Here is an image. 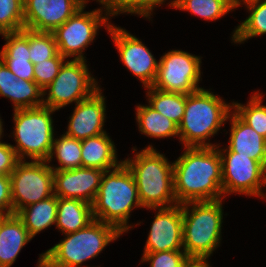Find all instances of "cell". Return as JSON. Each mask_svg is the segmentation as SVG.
Masks as SVG:
<instances>
[{
	"label": "cell",
	"instance_id": "cell-1",
	"mask_svg": "<svg viewBox=\"0 0 266 267\" xmlns=\"http://www.w3.org/2000/svg\"><path fill=\"white\" fill-rule=\"evenodd\" d=\"M173 162L174 192L178 204L224 199L222 161L215 147H183Z\"/></svg>",
	"mask_w": 266,
	"mask_h": 267
},
{
	"label": "cell",
	"instance_id": "cell-2",
	"mask_svg": "<svg viewBox=\"0 0 266 267\" xmlns=\"http://www.w3.org/2000/svg\"><path fill=\"white\" fill-rule=\"evenodd\" d=\"M132 150L134 156H128L123 162L134 176L142 207L149 210L178 204L174 192L173 163L152 144L139 152L135 147Z\"/></svg>",
	"mask_w": 266,
	"mask_h": 267
},
{
	"label": "cell",
	"instance_id": "cell-3",
	"mask_svg": "<svg viewBox=\"0 0 266 267\" xmlns=\"http://www.w3.org/2000/svg\"><path fill=\"white\" fill-rule=\"evenodd\" d=\"M211 89H198L187 94L183 118L178 125L179 142L183 147H215L210 138L225 127L233 103H227Z\"/></svg>",
	"mask_w": 266,
	"mask_h": 267
},
{
	"label": "cell",
	"instance_id": "cell-4",
	"mask_svg": "<svg viewBox=\"0 0 266 267\" xmlns=\"http://www.w3.org/2000/svg\"><path fill=\"white\" fill-rule=\"evenodd\" d=\"M134 208H143L131 170L122 162L118 167L104 171L94 202L95 220L115 226L122 234L131 230L129 218Z\"/></svg>",
	"mask_w": 266,
	"mask_h": 267
},
{
	"label": "cell",
	"instance_id": "cell-5",
	"mask_svg": "<svg viewBox=\"0 0 266 267\" xmlns=\"http://www.w3.org/2000/svg\"><path fill=\"white\" fill-rule=\"evenodd\" d=\"M182 204L183 250L189 258H209L222 241L223 201Z\"/></svg>",
	"mask_w": 266,
	"mask_h": 267
},
{
	"label": "cell",
	"instance_id": "cell-6",
	"mask_svg": "<svg viewBox=\"0 0 266 267\" xmlns=\"http://www.w3.org/2000/svg\"><path fill=\"white\" fill-rule=\"evenodd\" d=\"M121 235L115 226L94 219L85 228L64 234L63 240L46 250L43 256L58 267H84V262L99 256Z\"/></svg>",
	"mask_w": 266,
	"mask_h": 267
},
{
	"label": "cell",
	"instance_id": "cell-7",
	"mask_svg": "<svg viewBox=\"0 0 266 267\" xmlns=\"http://www.w3.org/2000/svg\"><path fill=\"white\" fill-rule=\"evenodd\" d=\"M46 106L17 109L13 112V149L19 160L47 161L54 141L53 115Z\"/></svg>",
	"mask_w": 266,
	"mask_h": 267
},
{
	"label": "cell",
	"instance_id": "cell-8",
	"mask_svg": "<svg viewBox=\"0 0 266 267\" xmlns=\"http://www.w3.org/2000/svg\"><path fill=\"white\" fill-rule=\"evenodd\" d=\"M85 3L66 22L52 33L57 44L58 53L73 60H86L85 50L95 40L99 29L103 26L109 29L111 17L99 8L84 11Z\"/></svg>",
	"mask_w": 266,
	"mask_h": 267
},
{
	"label": "cell",
	"instance_id": "cell-9",
	"mask_svg": "<svg viewBox=\"0 0 266 267\" xmlns=\"http://www.w3.org/2000/svg\"><path fill=\"white\" fill-rule=\"evenodd\" d=\"M86 62L68 59L62 65L55 79L43 89V106L60 111L69 104L87 99L100 88Z\"/></svg>",
	"mask_w": 266,
	"mask_h": 267
},
{
	"label": "cell",
	"instance_id": "cell-10",
	"mask_svg": "<svg viewBox=\"0 0 266 267\" xmlns=\"http://www.w3.org/2000/svg\"><path fill=\"white\" fill-rule=\"evenodd\" d=\"M219 150L222 161V193L224 198L230 194L260 197L266 188V168L250 156L232 152L228 147Z\"/></svg>",
	"mask_w": 266,
	"mask_h": 267
},
{
	"label": "cell",
	"instance_id": "cell-11",
	"mask_svg": "<svg viewBox=\"0 0 266 267\" xmlns=\"http://www.w3.org/2000/svg\"><path fill=\"white\" fill-rule=\"evenodd\" d=\"M9 176L13 214L54 194V170L47 161L19 160Z\"/></svg>",
	"mask_w": 266,
	"mask_h": 267
},
{
	"label": "cell",
	"instance_id": "cell-12",
	"mask_svg": "<svg viewBox=\"0 0 266 267\" xmlns=\"http://www.w3.org/2000/svg\"><path fill=\"white\" fill-rule=\"evenodd\" d=\"M202 57L183 50H170L159 59L153 88L161 91L189 94L196 92L201 78Z\"/></svg>",
	"mask_w": 266,
	"mask_h": 267
},
{
	"label": "cell",
	"instance_id": "cell-13",
	"mask_svg": "<svg viewBox=\"0 0 266 267\" xmlns=\"http://www.w3.org/2000/svg\"><path fill=\"white\" fill-rule=\"evenodd\" d=\"M112 42L118 50L120 61L138 80L143 87H152L158 71L157 61L152 52L125 28L111 24L107 30Z\"/></svg>",
	"mask_w": 266,
	"mask_h": 267
},
{
	"label": "cell",
	"instance_id": "cell-14",
	"mask_svg": "<svg viewBox=\"0 0 266 267\" xmlns=\"http://www.w3.org/2000/svg\"><path fill=\"white\" fill-rule=\"evenodd\" d=\"M149 209L156 214L143 252L183 250L182 204Z\"/></svg>",
	"mask_w": 266,
	"mask_h": 267
},
{
	"label": "cell",
	"instance_id": "cell-15",
	"mask_svg": "<svg viewBox=\"0 0 266 267\" xmlns=\"http://www.w3.org/2000/svg\"><path fill=\"white\" fill-rule=\"evenodd\" d=\"M24 28L53 32L66 22L85 2L83 0H23Z\"/></svg>",
	"mask_w": 266,
	"mask_h": 267
},
{
	"label": "cell",
	"instance_id": "cell-16",
	"mask_svg": "<svg viewBox=\"0 0 266 267\" xmlns=\"http://www.w3.org/2000/svg\"><path fill=\"white\" fill-rule=\"evenodd\" d=\"M105 100L100 87L90 97L75 104L65 134L77 140H84L106 133L103 129L106 122Z\"/></svg>",
	"mask_w": 266,
	"mask_h": 267
},
{
	"label": "cell",
	"instance_id": "cell-17",
	"mask_svg": "<svg viewBox=\"0 0 266 267\" xmlns=\"http://www.w3.org/2000/svg\"><path fill=\"white\" fill-rule=\"evenodd\" d=\"M103 173V170L89 167L54 170V194L60 198L79 199L92 205Z\"/></svg>",
	"mask_w": 266,
	"mask_h": 267
},
{
	"label": "cell",
	"instance_id": "cell-18",
	"mask_svg": "<svg viewBox=\"0 0 266 267\" xmlns=\"http://www.w3.org/2000/svg\"><path fill=\"white\" fill-rule=\"evenodd\" d=\"M6 41L0 50V59L17 79L34 81V64L30 61L28 29L1 34Z\"/></svg>",
	"mask_w": 266,
	"mask_h": 267
},
{
	"label": "cell",
	"instance_id": "cell-19",
	"mask_svg": "<svg viewBox=\"0 0 266 267\" xmlns=\"http://www.w3.org/2000/svg\"><path fill=\"white\" fill-rule=\"evenodd\" d=\"M227 121L231 124L227 147L232 152L250 156L266 168V139L244 123L233 111Z\"/></svg>",
	"mask_w": 266,
	"mask_h": 267
},
{
	"label": "cell",
	"instance_id": "cell-20",
	"mask_svg": "<svg viewBox=\"0 0 266 267\" xmlns=\"http://www.w3.org/2000/svg\"><path fill=\"white\" fill-rule=\"evenodd\" d=\"M33 238L16 215L0 216V267H11L22 248Z\"/></svg>",
	"mask_w": 266,
	"mask_h": 267
},
{
	"label": "cell",
	"instance_id": "cell-21",
	"mask_svg": "<svg viewBox=\"0 0 266 267\" xmlns=\"http://www.w3.org/2000/svg\"><path fill=\"white\" fill-rule=\"evenodd\" d=\"M108 134L106 132L81 140L82 167L108 171L123 162L118 160L116 146Z\"/></svg>",
	"mask_w": 266,
	"mask_h": 267
},
{
	"label": "cell",
	"instance_id": "cell-22",
	"mask_svg": "<svg viewBox=\"0 0 266 267\" xmlns=\"http://www.w3.org/2000/svg\"><path fill=\"white\" fill-rule=\"evenodd\" d=\"M93 220L91 204L79 199L58 197L55 228L63 235L83 229Z\"/></svg>",
	"mask_w": 266,
	"mask_h": 267
},
{
	"label": "cell",
	"instance_id": "cell-23",
	"mask_svg": "<svg viewBox=\"0 0 266 267\" xmlns=\"http://www.w3.org/2000/svg\"><path fill=\"white\" fill-rule=\"evenodd\" d=\"M58 197L52 196L37 203L22 208L16 215L23 221L30 236L34 238L38 233L56 224Z\"/></svg>",
	"mask_w": 266,
	"mask_h": 267
},
{
	"label": "cell",
	"instance_id": "cell-24",
	"mask_svg": "<svg viewBox=\"0 0 266 267\" xmlns=\"http://www.w3.org/2000/svg\"><path fill=\"white\" fill-rule=\"evenodd\" d=\"M139 133L150 138H179L178 125L148 105L138 104L135 108Z\"/></svg>",
	"mask_w": 266,
	"mask_h": 267
},
{
	"label": "cell",
	"instance_id": "cell-25",
	"mask_svg": "<svg viewBox=\"0 0 266 267\" xmlns=\"http://www.w3.org/2000/svg\"><path fill=\"white\" fill-rule=\"evenodd\" d=\"M241 5H245L249 16L233 30L231 41L234 44L266 35V0H245L237 8Z\"/></svg>",
	"mask_w": 266,
	"mask_h": 267
},
{
	"label": "cell",
	"instance_id": "cell-26",
	"mask_svg": "<svg viewBox=\"0 0 266 267\" xmlns=\"http://www.w3.org/2000/svg\"><path fill=\"white\" fill-rule=\"evenodd\" d=\"M168 7L188 11L205 21H215L231 13L237 6L231 0H171Z\"/></svg>",
	"mask_w": 266,
	"mask_h": 267
},
{
	"label": "cell",
	"instance_id": "cell-27",
	"mask_svg": "<svg viewBox=\"0 0 266 267\" xmlns=\"http://www.w3.org/2000/svg\"><path fill=\"white\" fill-rule=\"evenodd\" d=\"M145 89L147 103L179 125L184 115L187 94L161 91L153 87Z\"/></svg>",
	"mask_w": 266,
	"mask_h": 267
},
{
	"label": "cell",
	"instance_id": "cell-28",
	"mask_svg": "<svg viewBox=\"0 0 266 267\" xmlns=\"http://www.w3.org/2000/svg\"><path fill=\"white\" fill-rule=\"evenodd\" d=\"M55 156L59 166H53L50 163ZM47 162L53 170H69L82 167L81 140H77L65 133L59 138L55 137Z\"/></svg>",
	"mask_w": 266,
	"mask_h": 267
},
{
	"label": "cell",
	"instance_id": "cell-29",
	"mask_svg": "<svg viewBox=\"0 0 266 267\" xmlns=\"http://www.w3.org/2000/svg\"><path fill=\"white\" fill-rule=\"evenodd\" d=\"M264 97L263 93L255 91L246 105L237 101L232 103L233 112L266 139V105L262 104Z\"/></svg>",
	"mask_w": 266,
	"mask_h": 267
},
{
	"label": "cell",
	"instance_id": "cell-30",
	"mask_svg": "<svg viewBox=\"0 0 266 267\" xmlns=\"http://www.w3.org/2000/svg\"><path fill=\"white\" fill-rule=\"evenodd\" d=\"M7 99L12 102L13 110L40 107L43 105V89L35 81L13 80Z\"/></svg>",
	"mask_w": 266,
	"mask_h": 267
},
{
	"label": "cell",
	"instance_id": "cell-31",
	"mask_svg": "<svg viewBox=\"0 0 266 267\" xmlns=\"http://www.w3.org/2000/svg\"><path fill=\"white\" fill-rule=\"evenodd\" d=\"M30 61L35 65L53 58L58 53L52 32H37L28 29Z\"/></svg>",
	"mask_w": 266,
	"mask_h": 267
},
{
	"label": "cell",
	"instance_id": "cell-32",
	"mask_svg": "<svg viewBox=\"0 0 266 267\" xmlns=\"http://www.w3.org/2000/svg\"><path fill=\"white\" fill-rule=\"evenodd\" d=\"M24 29L23 0H0V35Z\"/></svg>",
	"mask_w": 266,
	"mask_h": 267
},
{
	"label": "cell",
	"instance_id": "cell-33",
	"mask_svg": "<svg viewBox=\"0 0 266 267\" xmlns=\"http://www.w3.org/2000/svg\"><path fill=\"white\" fill-rule=\"evenodd\" d=\"M60 53L53 58L34 65V81L41 88H46L58 75L62 65L67 61Z\"/></svg>",
	"mask_w": 266,
	"mask_h": 267
},
{
	"label": "cell",
	"instance_id": "cell-34",
	"mask_svg": "<svg viewBox=\"0 0 266 267\" xmlns=\"http://www.w3.org/2000/svg\"><path fill=\"white\" fill-rule=\"evenodd\" d=\"M189 257L184 250L143 252L141 263L150 267H184Z\"/></svg>",
	"mask_w": 266,
	"mask_h": 267
},
{
	"label": "cell",
	"instance_id": "cell-35",
	"mask_svg": "<svg viewBox=\"0 0 266 267\" xmlns=\"http://www.w3.org/2000/svg\"><path fill=\"white\" fill-rule=\"evenodd\" d=\"M18 161L12 144L0 140V174L10 175Z\"/></svg>",
	"mask_w": 266,
	"mask_h": 267
},
{
	"label": "cell",
	"instance_id": "cell-36",
	"mask_svg": "<svg viewBox=\"0 0 266 267\" xmlns=\"http://www.w3.org/2000/svg\"><path fill=\"white\" fill-rule=\"evenodd\" d=\"M168 0H130V14L144 17L146 19H151L154 9Z\"/></svg>",
	"mask_w": 266,
	"mask_h": 267
},
{
	"label": "cell",
	"instance_id": "cell-37",
	"mask_svg": "<svg viewBox=\"0 0 266 267\" xmlns=\"http://www.w3.org/2000/svg\"><path fill=\"white\" fill-rule=\"evenodd\" d=\"M13 214L11 180L9 175L0 174V216Z\"/></svg>",
	"mask_w": 266,
	"mask_h": 267
},
{
	"label": "cell",
	"instance_id": "cell-38",
	"mask_svg": "<svg viewBox=\"0 0 266 267\" xmlns=\"http://www.w3.org/2000/svg\"><path fill=\"white\" fill-rule=\"evenodd\" d=\"M101 5L99 9L106 12L110 17L120 14H130V0H92Z\"/></svg>",
	"mask_w": 266,
	"mask_h": 267
},
{
	"label": "cell",
	"instance_id": "cell-39",
	"mask_svg": "<svg viewBox=\"0 0 266 267\" xmlns=\"http://www.w3.org/2000/svg\"><path fill=\"white\" fill-rule=\"evenodd\" d=\"M13 80H17V77L6 66V64L0 59V96L6 97L9 94V86Z\"/></svg>",
	"mask_w": 266,
	"mask_h": 267
},
{
	"label": "cell",
	"instance_id": "cell-40",
	"mask_svg": "<svg viewBox=\"0 0 266 267\" xmlns=\"http://www.w3.org/2000/svg\"><path fill=\"white\" fill-rule=\"evenodd\" d=\"M209 258H189L184 267H211Z\"/></svg>",
	"mask_w": 266,
	"mask_h": 267
},
{
	"label": "cell",
	"instance_id": "cell-41",
	"mask_svg": "<svg viewBox=\"0 0 266 267\" xmlns=\"http://www.w3.org/2000/svg\"><path fill=\"white\" fill-rule=\"evenodd\" d=\"M37 267H58L49 262L44 256L43 253L39 254Z\"/></svg>",
	"mask_w": 266,
	"mask_h": 267
},
{
	"label": "cell",
	"instance_id": "cell-42",
	"mask_svg": "<svg viewBox=\"0 0 266 267\" xmlns=\"http://www.w3.org/2000/svg\"><path fill=\"white\" fill-rule=\"evenodd\" d=\"M4 136V127H3V121L0 116V140L3 139Z\"/></svg>",
	"mask_w": 266,
	"mask_h": 267
},
{
	"label": "cell",
	"instance_id": "cell-43",
	"mask_svg": "<svg viewBox=\"0 0 266 267\" xmlns=\"http://www.w3.org/2000/svg\"><path fill=\"white\" fill-rule=\"evenodd\" d=\"M236 6H238L241 2L245 0H231Z\"/></svg>",
	"mask_w": 266,
	"mask_h": 267
},
{
	"label": "cell",
	"instance_id": "cell-44",
	"mask_svg": "<svg viewBox=\"0 0 266 267\" xmlns=\"http://www.w3.org/2000/svg\"><path fill=\"white\" fill-rule=\"evenodd\" d=\"M266 191V190H265ZM262 199H265L266 200V193H264Z\"/></svg>",
	"mask_w": 266,
	"mask_h": 267
},
{
	"label": "cell",
	"instance_id": "cell-45",
	"mask_svg": "<svg viewBox=\"0 0 266 267\" xmlns=\"http://www.w3.org/2000/svg\"><path fill=\"white\" fill-rule=\"evenodd\" d=\"M85 3H88L89 1H91V0H83Z\"/></svg>",
	"mask_w": 266,
	"mask_h": 267
}]
</instances>
